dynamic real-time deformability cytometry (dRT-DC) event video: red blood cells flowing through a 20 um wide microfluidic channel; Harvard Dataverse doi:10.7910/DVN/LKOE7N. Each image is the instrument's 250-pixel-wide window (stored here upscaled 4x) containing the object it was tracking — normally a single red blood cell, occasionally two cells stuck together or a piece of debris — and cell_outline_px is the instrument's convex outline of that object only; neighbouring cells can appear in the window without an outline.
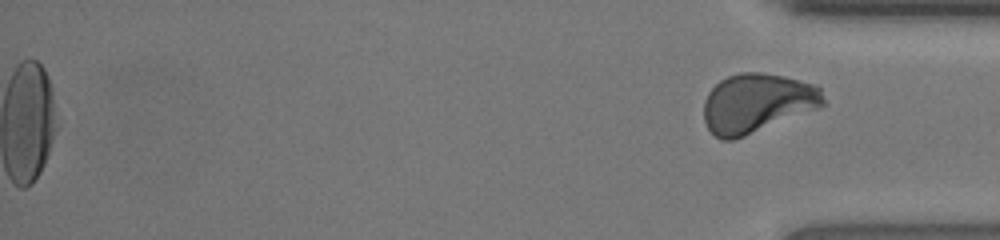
{"species": "human", "species_latin": "Homo sapiens", "temperature_condition": "room temperature", "stored_images_in_passage": 38, "segment_of_instrument_passage": [2, 2], "camera_frame_rate_fps": 3000, "um_per_image_px": 0.085, "donor": {"sex": "female"}, "frame": {"image": 1, "passage_image": 38, "time_ms": 12.333, "image_size_px": [1000, 240], "cell_outline_px": [[828, 104], [820, 108], [744, 136], [732, 140], [720, 140], [708, 128], [704, 120], [704, 100], [708, 92], [720, 80], [728, 76], [740, 72], [760, 72], [784, 76], [816, 84], [820, 88]], "centroid_in_image_um": [64.38, 8.75], "position_along_channel_um": 370.8, "area_um2": 41.5}}